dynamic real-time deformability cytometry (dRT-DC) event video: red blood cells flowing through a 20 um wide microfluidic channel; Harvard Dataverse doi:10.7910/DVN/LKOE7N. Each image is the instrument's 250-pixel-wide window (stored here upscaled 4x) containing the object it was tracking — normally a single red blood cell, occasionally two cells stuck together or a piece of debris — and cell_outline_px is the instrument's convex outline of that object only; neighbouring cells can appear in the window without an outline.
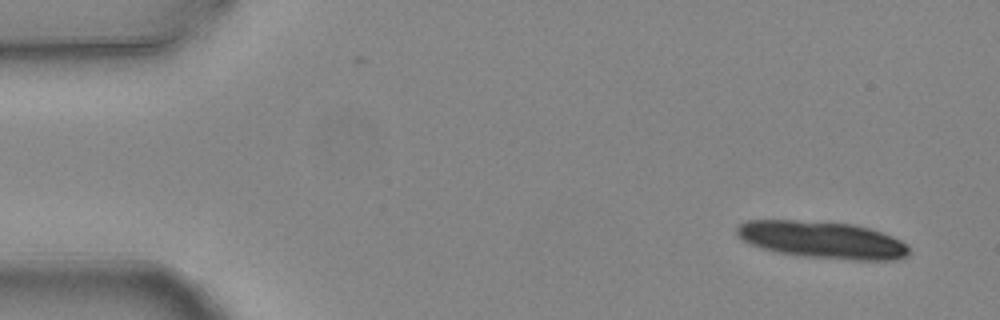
{"species": "common noctule bat (a hibernating species)", "species_latin": "Nyctalus noctula", "temperature_condition": "warm", "stored_images_in_passage": 9, "camera_frame_rate_fps": 3000, "um_per_image_px": 0.085, "animal": {"sex": "female", "body_mass_g": 24.6, "forearm_length_mm": 56.2}, "frame": {"image": 1, "passage_image": 1, "time_ms": 0.0, "image_size_px": [1000, 320], "cell_outline_px": [[908, 256], [896, 260], [852, 260], [804, 256], [772, 252], [748, 244], [736, 236], [736, 224], [748, 220], [796, 220], [852, 224], [868, 228], [892, 236], [908, 244]], "centroid_in_image_um": [69.83, 20.39], "position_along_channel_um": 15.2, "area_um2": 37.57}}
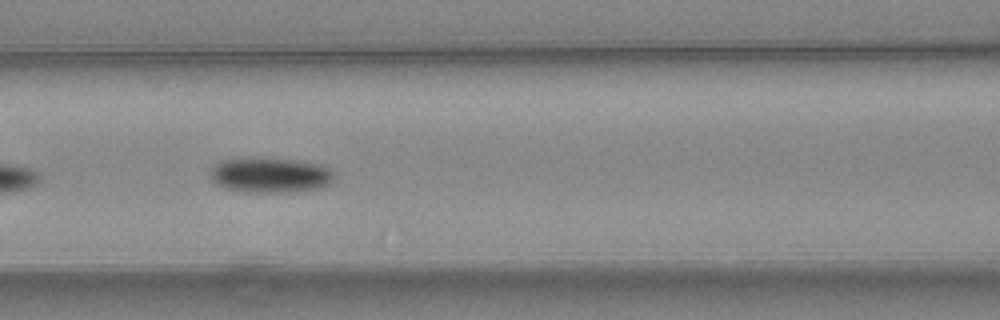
{"frame": {"image": 2, "passage_image": 6, "time_ms": 1.667, "image_size_px": [1000, 320], "cell_outline_px": [[336, 176], [328, 184], [316, 188], [292, 192], [248, 192], [224, 188], [216, 184], [208, 176], [208, 172], [220, 160], [264, 156], [300, 160], [320, 164], [336, 172]], "centroid_in_image_um": [22.95, 14.85], "position_along_channel_um": 143.7, "area_um2": 26.07}}
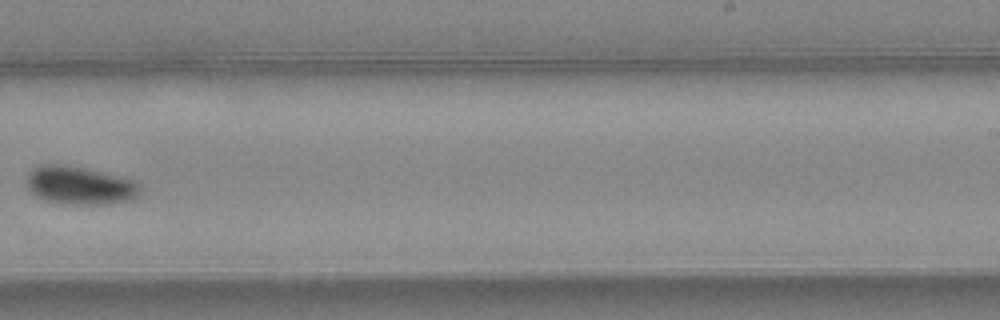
{"frame": {"image": 3, "passage_image": 9, "time_ms": 2.667, "image_size_px": [1000, 320], "cell_outline_px": [[140, 192], [136, 196], [128, 200], [108, 204], [64, 204], [44, 200], [36, 196], [28, 188], [24, 176], [36, 164], [64, 164], [124, 176], [136, 180], [140, 184]], "centroid_in_image_um": [6.75, 15.74], "position_along_channel_um": 282.3, "area_um2": 25.78}}